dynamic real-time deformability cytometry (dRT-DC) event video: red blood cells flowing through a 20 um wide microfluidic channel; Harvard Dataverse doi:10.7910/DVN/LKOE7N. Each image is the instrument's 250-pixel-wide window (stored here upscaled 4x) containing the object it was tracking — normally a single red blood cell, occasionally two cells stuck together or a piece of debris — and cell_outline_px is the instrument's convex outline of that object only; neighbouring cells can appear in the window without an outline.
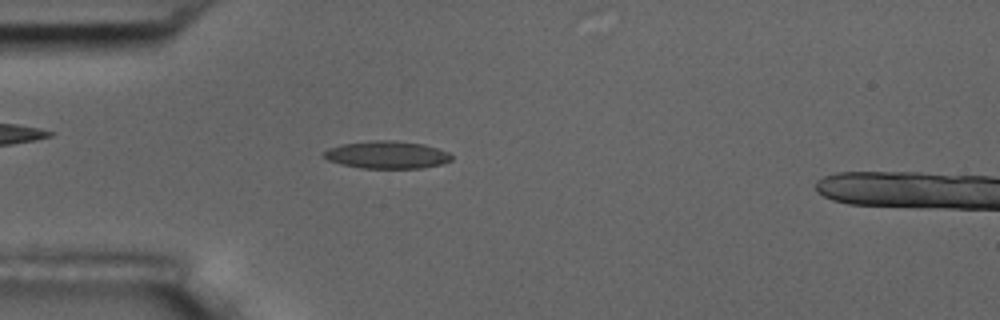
{"species": "common noctule bat (a hibernating species)", "species_latin": "Nyctalus noctula", "temperature_condition": "room temperature", "stored_images_in_passage": 55, "camera_frame_rate_fps": 3000, "um_per_image_px": 0.085, "animal": {"sex": "male", "body_mass_g": 17.5, "forearm_length_mm": 52.3}, "frame": {"image": 1, "passage_image": 15, "time_ms": 4.667, "image_size_px": [1000, 320], "cell_outline_px": [[452, 160], [440, 164], [424, 168], [360, 168], [340, 164], [328, 160], [324, 156], [324, 152], [328, 148], [344, 144], [372, 140], [392, 140], [424, 144], [448, 152], [452, 156]], "centroid_in_image_um": [32.89, 13.16], "position_along_channel_um": 52.1, "area_um2": 20.4}}
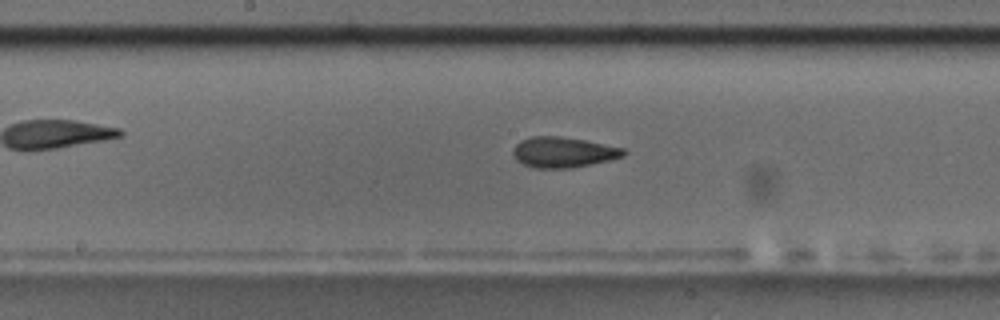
{"frame": {"image": 2, "passage_image": 28, "time_ms": 9.0, "image_size_px": [1000, 320], "cell_outline_px": [[628, 152], [624, 156], [608, 160], [572, 168], [532, 168], [516, 160], [512, 152], [516, 144], [520, 140], [532, 136], [560, 136], [584, 140], [624, 148]], "centroid_in_image_um": [47.86, 12.94], "position_along_channel_um": 200.3, "area_um2": 19.65}}
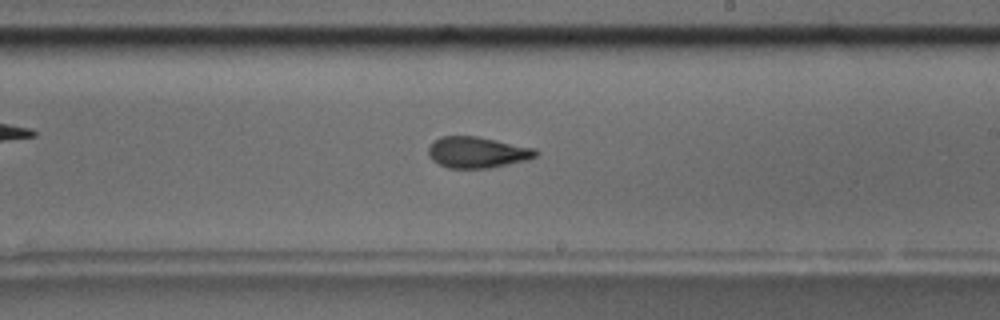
{"frame": {"image": 3, "passage_image": 32, "time_ms": 10.333, "image_size_px": [1000, 320], "cell_outline_px": [[540, 152], [536, 156], [528, 160], [492, 168], [448, 168], [432, 160], [428, 156], [428, 148], [440, 136], [476, 136], [536, 148]], "centroid_in_image_um": [40.6, 12.95], "position_along_channel_um": 248.4, "area_um2": 19.59}, "authors_computed_cell_mechanics": {"area_um2": 19.4208, "velocity_mm_per_s": 3.6272, "shape_relaxation_time_tau1_ms": 4.6685, "shape_relaxation_time_tau2_ms": 1.9341, "deformation_change_tau1": 0.1689, "deformation_change_tau2": 0.1017}}